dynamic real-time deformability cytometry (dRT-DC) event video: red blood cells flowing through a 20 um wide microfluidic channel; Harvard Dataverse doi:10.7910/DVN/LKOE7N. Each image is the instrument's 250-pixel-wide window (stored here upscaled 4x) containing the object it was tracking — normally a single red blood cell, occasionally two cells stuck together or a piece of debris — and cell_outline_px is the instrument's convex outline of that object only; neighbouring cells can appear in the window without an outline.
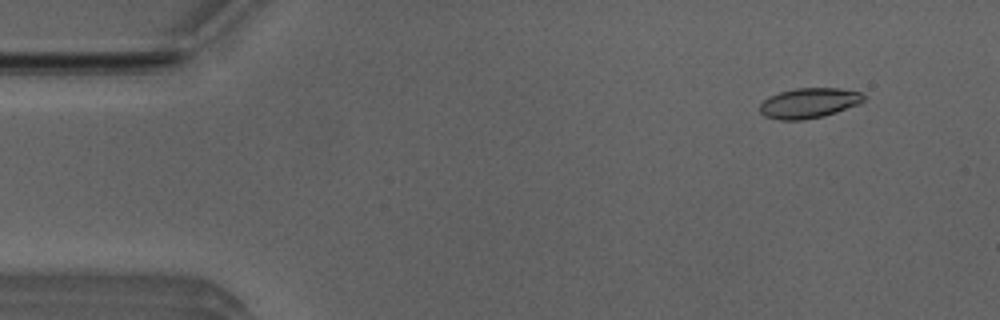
{"species": "Egyptian fruit bat (a non-hibernating species)", "species_latin": "Rousettus aegyptiacus", "temperature_condition": "room temperature", "stored_images_in_passage": 52, "camera_frame_rate_fps": 3000, "um_per_image_px": 0.085, "animal": {"sex": "male"}, "frame": {"image": 1, "passage_image": 5, "time_ms": 1.333, "image_size_px": [1000, 320], "cell_outline_px": [[868, 96], [860, 104], [824, 116], [804, 120], [780, 120], [764, 116], [760, 112], [760, 104], [768, 96], [780, 92], [796, 88], [840, 88], [860, 92]], "centroid_in_image_um": [68.78, 8.76], "position_along_channel_um": 16.2, "area_um2": 18.44}}
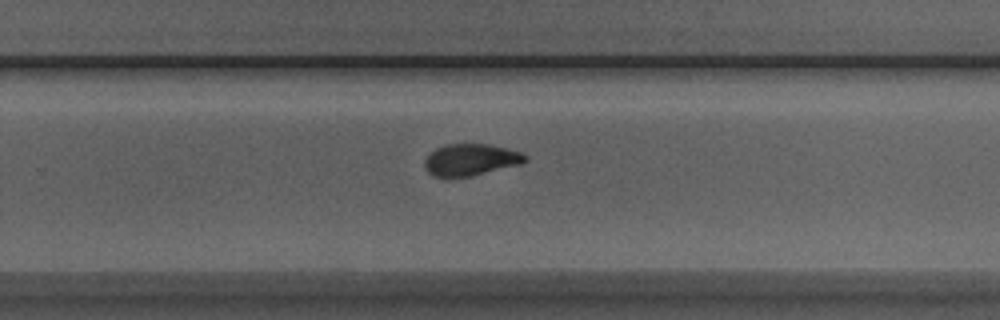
{"frame": {"image": 2, "passage_image": 33, "time_ms": 10.667, "image_size_px": [1000, 320], "cell_outline_px": [[528, 160], [520, 164], [472, 176], [432, 176], [424, 168], [424, 160], [436, 148], [444, 144], [488, 144], [508, 148], [520, 152], [528, 156]], "centroid_in_image_um": [40.02, 13.57], "position_along_channel_um": 289.8, "area_um2": 18.55}}
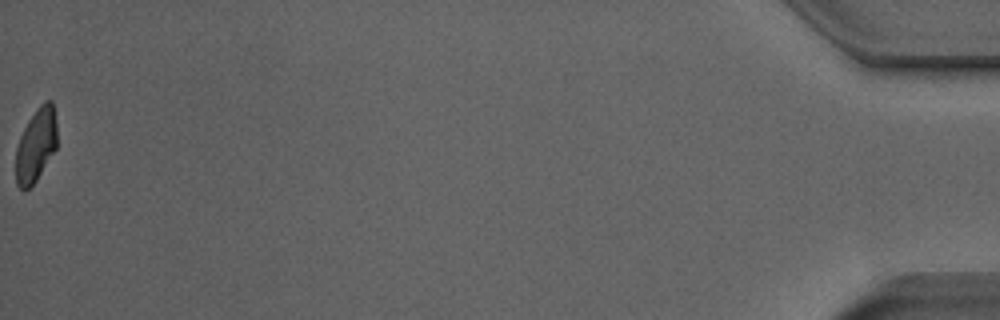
{"frame": {"image": 3, "passage_image": 52, "time_ms": 17.0, "image_size_px": [1000, 320], "cell_outline_px": [[56, 148], [36, 180], [24, 192], [16, 184], [16, 148], [20, 136], [28, 120], [36, 108], [44, 100], [52, 100], [56, 120]], "centroid_in_image_um": [3.05, 12.31], "position_along_channel_um": 432.2, "area_um2": 17.63}, "authors_computed_cell_mechanics": {"area_um2": 18.9006, "velocity_mm_per_s": 3.9634, "shape_relaxation_time_tau1_ms": 5.1744, "shape_relaxation_time_tau2_ms": 1.6648, "deformation_change_tau1": 0.1886, "deformation_change_tau2": 0.0777}}